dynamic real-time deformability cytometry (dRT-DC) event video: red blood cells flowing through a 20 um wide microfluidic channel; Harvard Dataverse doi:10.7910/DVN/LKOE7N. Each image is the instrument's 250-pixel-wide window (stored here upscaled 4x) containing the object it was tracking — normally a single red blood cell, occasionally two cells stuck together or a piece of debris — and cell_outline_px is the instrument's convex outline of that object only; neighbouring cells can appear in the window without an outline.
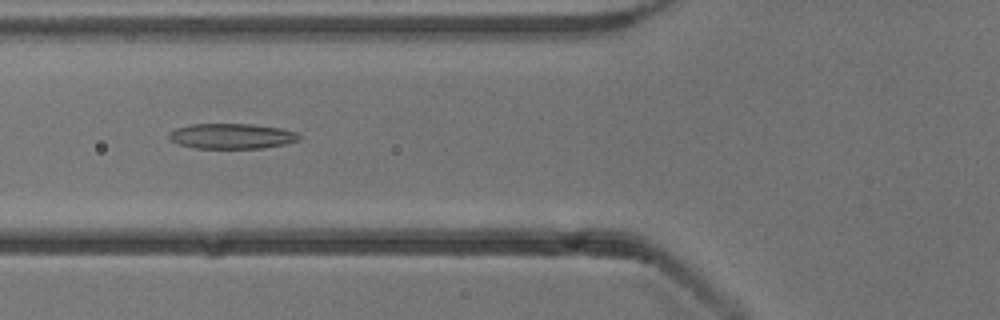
{"species": "common noctule bat (a hibernating species)", "species_latin": "Nyctalus noctula", "temperature_condition": "cold", "stored_images_in_passage": 43, "camera_frame_rate_fps": 3000, "um_per_image_px": 0.085, "animal": {"sex": "male", "body_mass_g": 13.3}, "frame": {"image": 1, "passage_image": 20, "time_ms": 6.333, "image_size_px": [1000, 320], "cell_outline_px": [[300, 136], [296, 140], [284, 144], [264, 148], [196, 148], [180, 144], [172, 140], [168, 136], [168, 132], [176, 128], [192, 124], [252, 124], [280, 128], [296, 132]], "centroid_in_image_um": [19.67, 11.56], "position_along_channel_um": 106.1, "area_um2": 18.96}}
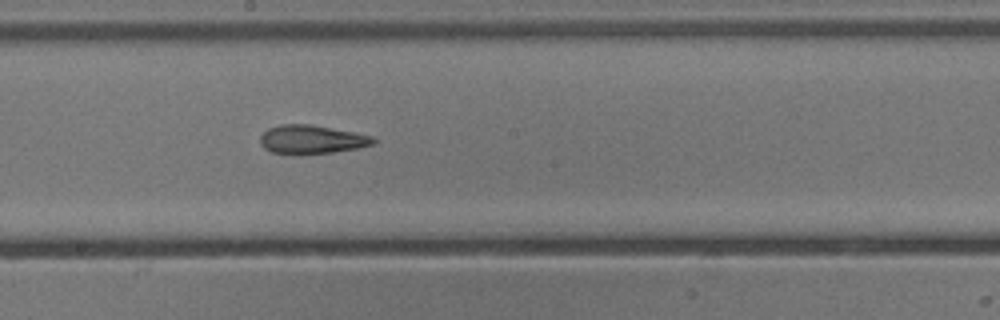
{"frame": {"image": 2, "passage_image": 29, "time_ms": 9.333, "image_size_px": [1000, 320], "cell_outline_px": [[376, 144], [360, 148], [332, 152], [272, 152], [264, 148], [260, 144], [260, 136], [268, 128], [280, 124], [308, 124], [352, 132], [372, 136], [376, 140]], "centroid_in_image_um": [26.51, 11.83], "position_along_channel_um": 221.7, "area_um2": 18.32}}
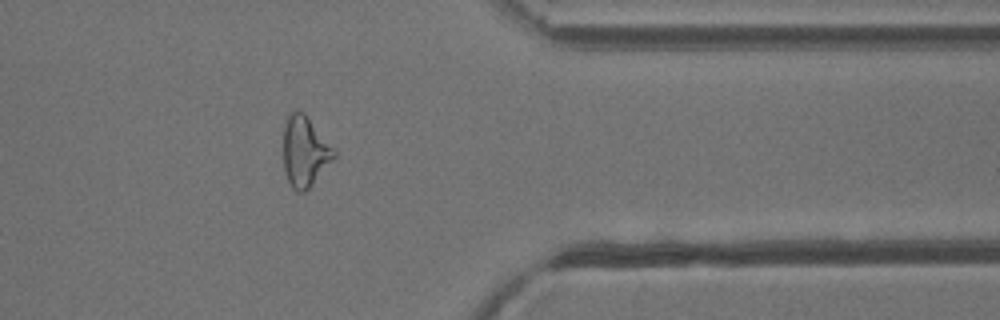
{"frame": {"image": 3, "passage_image": 43, "time_ms": 14.0, "image_size_px": [1000, 320], "cell_outline_px": [[336, 156], [312, 184], [304, 192], [296, 192], [292, 188], [288, 180], [284, 168], [284, 124], [292, 108], [296, 108], [304, 112], [308, 116], [336, 152]], "centroid_in_image_um": [25.89, 12.83], "position_along_channel_um": 385.5, "area_um2": 20.69}, "authors_computed_cell_mechanics": {"area_um2": 19.7098, "velocity_mm_per_s": 3.8261, "shape_relaxation_time_tau1_ms": 10.7857, "shape_relaxation_time_tau2_ms": 2.9021, "deformation_change_tau1": 0.2697, "deformation_change_tau2": 0.1366}}